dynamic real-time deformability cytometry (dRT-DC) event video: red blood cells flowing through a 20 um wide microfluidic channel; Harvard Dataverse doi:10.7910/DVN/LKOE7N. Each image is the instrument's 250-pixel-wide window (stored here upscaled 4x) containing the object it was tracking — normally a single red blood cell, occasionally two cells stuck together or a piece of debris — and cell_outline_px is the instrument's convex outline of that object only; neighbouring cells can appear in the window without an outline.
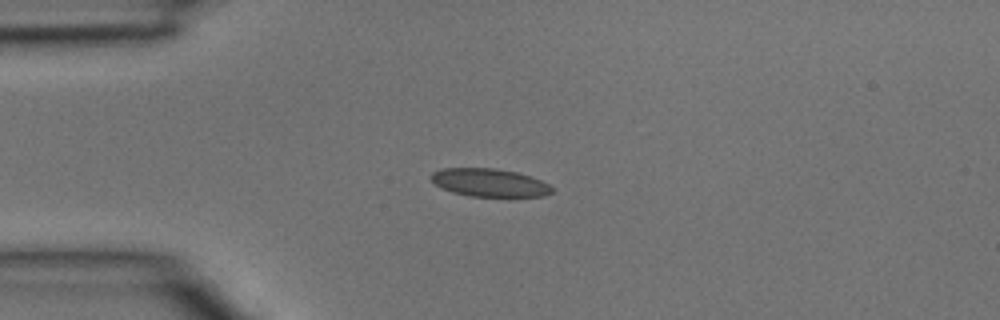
{"species": "common noctule bat (a hibernating species)", "species_latin": "Nyctalus noctula", "temperature_condition": "room temperature", "stored_images_in_passage": 4, "camera_frame_rate_fps": 3000, "um_per_image_px": 0.085, "animal": {"sex": "male", "body_mass_g": 15.6}, "frame": {"image": 1, "passage_image": 4, "time_ms": 1.0, "image_size_px": [1000, 320], "cell_outline_px": [[552, 192], [544, 196], [472, 196], [452, 192], [436, 184], [428, 176], [432, 172], [440, 168], [496, 168], [516, 172], [532, 176], [548, 184], [552, 188]], "centroid_in_image_um": [41.59, 15.51], "position_along_channel_um": 43.4, "area_um2": 19.65}}